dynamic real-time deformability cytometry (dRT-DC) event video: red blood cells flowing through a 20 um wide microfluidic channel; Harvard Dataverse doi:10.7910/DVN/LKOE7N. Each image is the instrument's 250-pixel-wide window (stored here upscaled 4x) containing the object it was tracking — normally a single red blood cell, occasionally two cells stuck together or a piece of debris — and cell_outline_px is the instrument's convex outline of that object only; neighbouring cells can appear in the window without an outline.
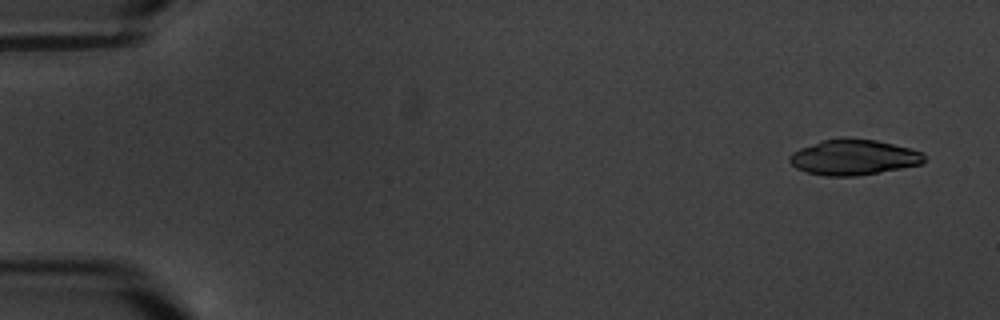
{"species": "common noctule bat (a hibernating species)", "species_latin": "Nyctalus noctula", "temperature_condition": "warm", "stored_images_in_passage": 6, "camera_frame_rate_fps": 3000, "um_per_image_px": 0.085, "animal": {"sex": "male", "body_mass_g": 20.1, "forearm_length_mm": 53.5}, "frame": {"image": 1, "passage_image": 1, "time_ms": 0.0, "image_size_px": [1000, 320], "cell_outline_px": [[924, 160], [920, 164], [900, 168], [856, 176], [824, 176], [808, 172], [796, 168], [788, 160], [788, 156], [792, 152], [800, 148], [820, 140], [876, 140], [924, 152]], "centroid_in_image_um": [72.52, 13.39], "position_along_channel_um": 12.5, "area_um2": 27.17}}
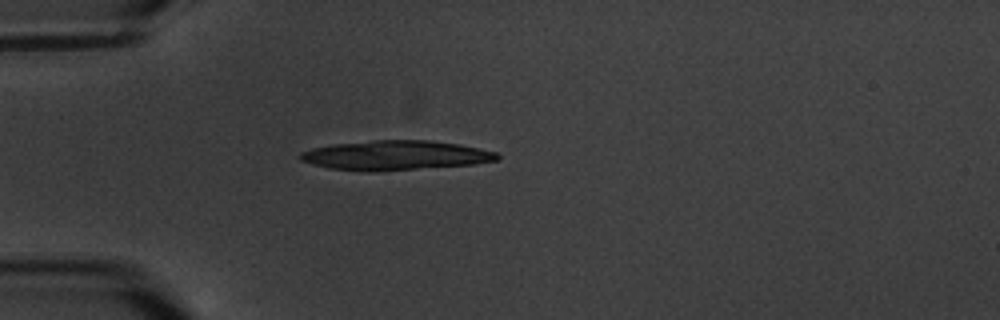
{"frame": {"image": 2, "passage_image": 5, "time_ms": 4.667, "image_size_px": [1000, 320], "cell_outline_px": [[500, 156], [496, 160], [472, 164], [372, 172], [368, 172], [328, 168], [312, 164], [300, 160], [296, 156], [300, 152], [312, 148], [332, 144], [376, 140], [428, 140], [460, 144], [496, 152]], "centroid_in_image_um": [33.54, 13.2], "position_along_channel_um": 51.5, "area_um2": 33.87}}